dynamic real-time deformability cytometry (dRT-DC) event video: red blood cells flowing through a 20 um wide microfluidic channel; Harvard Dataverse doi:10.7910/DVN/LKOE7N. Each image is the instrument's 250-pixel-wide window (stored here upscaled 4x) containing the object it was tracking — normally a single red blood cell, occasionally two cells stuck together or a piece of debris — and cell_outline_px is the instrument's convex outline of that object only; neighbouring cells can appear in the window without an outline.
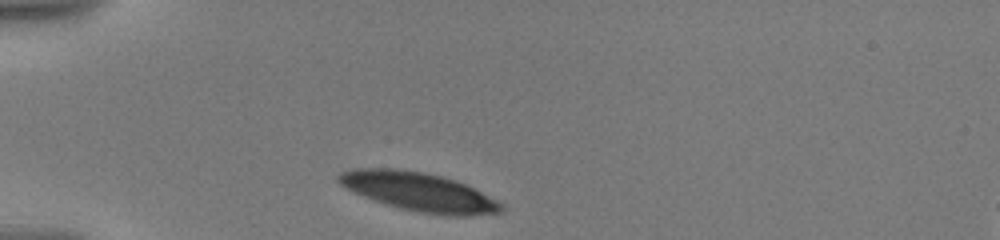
{"species": "human", "species_latin": "Homo sapiens", "temperature_condition": "warm", "stored_images_in_passage": 28, "camera_frame_rate_fps": 3000, "um_per_image_px": 0.085, "donor": {"sex": "male"}, "frame": {"image": 1, "passage_image": 1, "time_ms": 0.0, "image_size_px": [1000, 240], "cell_outline_px": [[504, 208], [500, 212], [472, 216], [448, 216], [420, 212], [400, 208], [384, 204], [372, 200], [352, 192], [340, 184], [336, 180], [336, 176], [340, 172], [352, 168], [396, 168], [424, 172], [440, 176], [464, 184], [504, 204]], "centroid_in_image_um": [35.54, 16.3], "position_along_channel_um": 49.5, "area_um2": 36.7}}
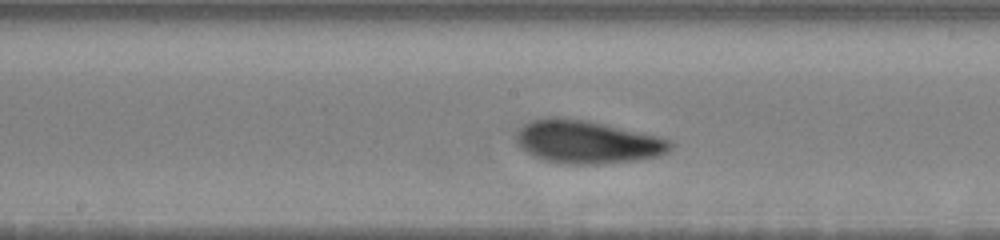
{"frame": {"image": 2, "passage_image": 16, "time_ms": 5.0, "image_size_px": [1000, 240], "cell_outline_px": [[672, 148], [668, 152], [660, 156], [632, 160], [596, 164], [568, 164], [544, 160], [532, 156], [520, 148], [516, 140], [516, 136], [520, 128], [524, 124], [532, 120], [548, 116], [556, 116], [588, 120], [660, 136], [672, 140]], "centroid_in_image_um": [49.91, 12.05], "position_along_channel_um": 198.3, "area_um2": 38.96}}
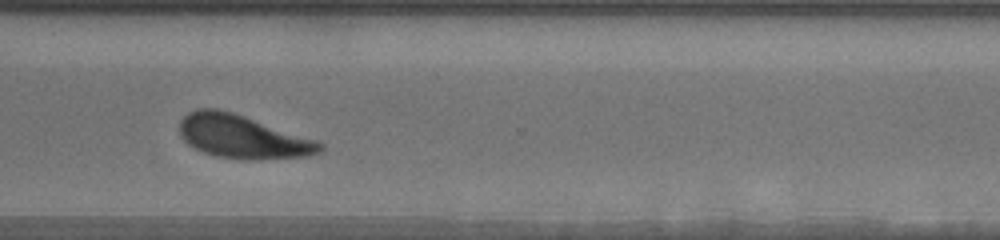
{"frame": {"image": 3, "passage_image": 27, "time_ms": 9.333, "image_size_px": [1000, 240], "cell_outline_px": [[324, 148], [320, 152], [308, 156], [244, 160], [216, 156], [204, 152], [188, 144], [180, 136], [180, 120], [188, 112], [196, 108], [220, 108], [316, 140], [324, 144]], "centroid_in_image_um": [20.59, 11.61], "position_along_channel_um": 350.0, "area_um2": 35.26}}